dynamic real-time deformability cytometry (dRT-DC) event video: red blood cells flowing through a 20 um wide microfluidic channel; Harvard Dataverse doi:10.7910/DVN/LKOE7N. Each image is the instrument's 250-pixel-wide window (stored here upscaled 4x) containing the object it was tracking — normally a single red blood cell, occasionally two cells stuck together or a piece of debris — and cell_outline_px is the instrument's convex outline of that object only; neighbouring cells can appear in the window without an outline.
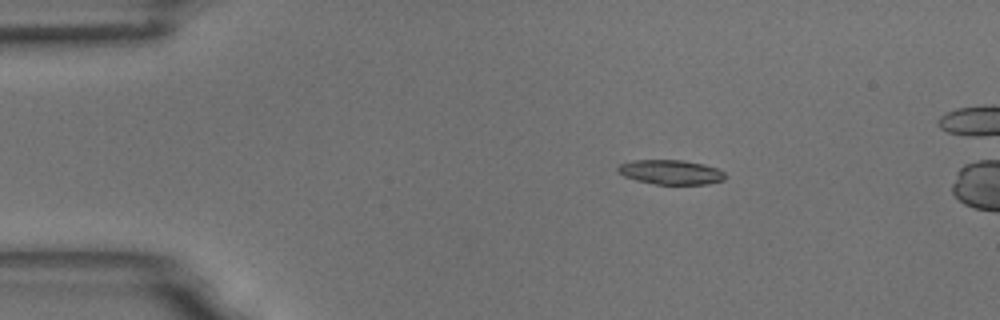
{"species": "common noctule bat (a hibernating species)", "species_latin": "Nyctalus noctula", "temperature_condition": "room temperature", "stored_images_in_passage": 50, "camera_frame_rate_fps": 3000, "um_per_image_px": 0.085, "animal": {"sex": "male", "body_mass_g": 18.8}, "frame": {"image": 1, "passage_image": 1, "time_ms": 0.0, "image_size_px": [1000, 320], "cell_outline_px": [[724, 180], [708, 184], [656, 184], [636, 180], [624, 176], [616, 168], [620, 164], [632, 160], [684, 160], [704, 164], [716, 168], [724, 172]], "centroid_in_image_um": [57.02, 14.63], "position_along_channel_um": 28.0, "area_um2": 15.26}}
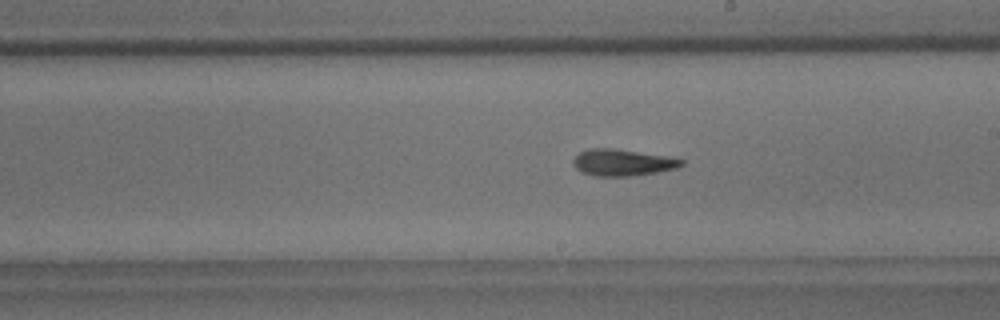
{"frame": {"image": 2, "passage_image": 24, "time_ms": 7.667, "image_size_px": [1000, 320], "cell_outline_px": [[684, 164], [676, 168], [656, 172], [628, 176], [592, 176], [580, 172], [576, 168], [572, 160], [580, 152], [588, 148], [612, 148], [668, 156], [684, 160]], "centroid_in_image_um": [52.89, 13.81], "position_along_channel_um": 236.1, "area_um2": 16.76}}
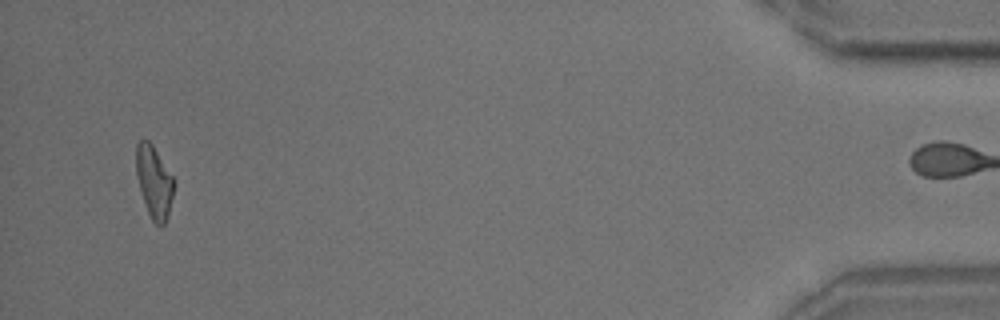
{"frame": {"image": 3, "passage_image": 47, "time_ms": 15.333, "image_size_px": [1000, 320], "cell_outline_px": [[176, 180], [168, 216], [164, 224], [156, 224], [152, 220], [148, 212], [140, 188], [136, 172], [136, 144], [140, 140], [148, 140], [152, 144]], "centroid_in_image_um": [13.12, 15.43], "position_along_channel_um": 422.1, "area_um2": 15.78}, "authors_computed_cell_mechanics": {"area_um2": 16.184, "velocity_mm_per_s": 3.4647, "shape_relaxation_time_tau1_ms": 6.1835, "shape_relaxation_time_tau2_ms": 3.7062, "deformation_change_tau1": 0.2148, "deformation_change_tau2": 0.1348}}